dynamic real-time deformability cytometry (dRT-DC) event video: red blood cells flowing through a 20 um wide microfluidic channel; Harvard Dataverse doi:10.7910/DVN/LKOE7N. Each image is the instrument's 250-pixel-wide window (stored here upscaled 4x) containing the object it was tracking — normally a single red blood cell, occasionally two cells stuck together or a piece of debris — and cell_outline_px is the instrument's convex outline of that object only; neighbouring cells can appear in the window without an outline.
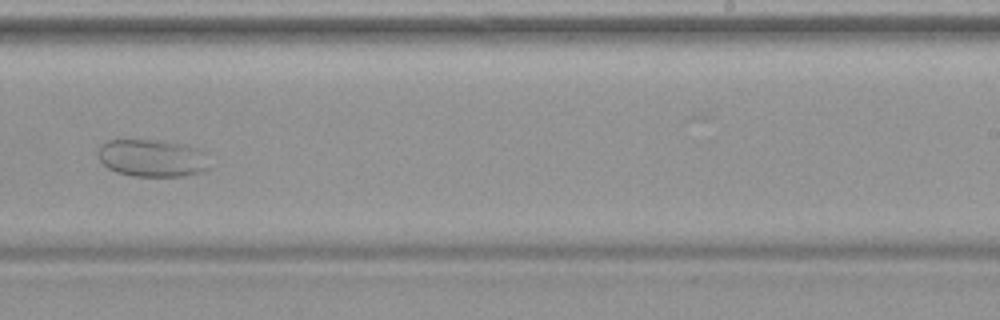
{"species": "common noctule bat (a hibernating species)", "species_latin": "Nyctalus noctula", "temperature_condition": "warm", "stored_images_in_passage": 44, "camera_frame_rate_fps": 3000, "um_per_image_px": 0.085, "animal": {"sex": "female", "body_mass_g": 19.9}, "frame": {"image": 1, "passage_image": 26, "time_ms": 8.333, "image_size_px": [1000, 320], "cell_outline_px": [[208, 168], [200, 172], [180, 176], [132, 176], [116, 172], [108, 168], [100, 160], [96, 152], [100, 144], [108, 140], [160, 140], [180, 144], [196, 148], [200, 152]], "centroid_in_image_um": [12.81, 13.43], "position_along_channel_um": 276.2, "area_um2": 23.87}}